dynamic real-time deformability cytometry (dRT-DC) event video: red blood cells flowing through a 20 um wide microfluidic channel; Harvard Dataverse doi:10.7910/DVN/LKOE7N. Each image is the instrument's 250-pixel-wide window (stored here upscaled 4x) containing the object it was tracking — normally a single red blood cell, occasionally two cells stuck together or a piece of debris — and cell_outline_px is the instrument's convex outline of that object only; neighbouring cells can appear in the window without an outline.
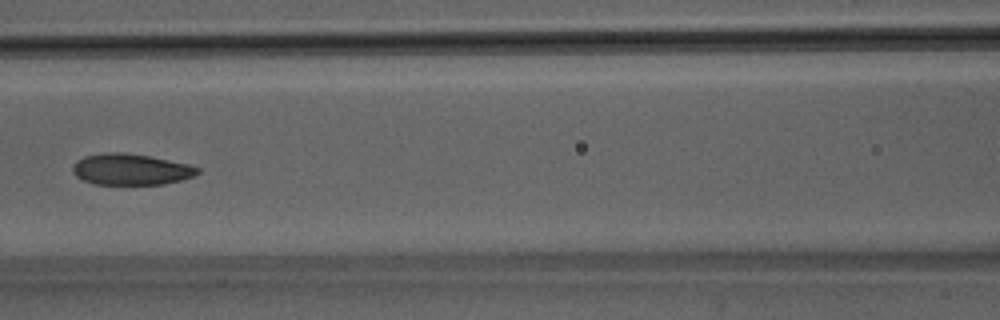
{"species": "Egyptian fruit bat (a non-hibernating species)", "species_latin": "Rousettus aegyptiacus", "temperature_condition": "room temperature", "stored_images_in_passage": 8, "camera_frame_rate_fps": 3000, "um_per_image_px": 0.085, "animal": {"sex": "male"}, "frame": {"image": 1, "passage_image": 7, "time_ms": 2.0, "image_size_px": [1000, 320], "cell_outline_px": [[200, 172], [196, 176], [164, 184], [96, 184], [84, 180], [76, 176], [72, 172], [72, 164], [76, 160], [84, 156], [108, 152], [124, 152], [148, 156], [188, 164], [200, 168]], "centroid_in_image_um": [11.12, 14.39], "position_along_channel_um": 155.5, "area_um2": 22.72}}